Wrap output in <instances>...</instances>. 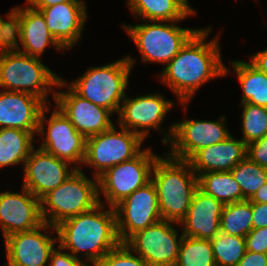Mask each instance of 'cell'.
Returning <instances> with one entry per match:
<instances>
[{
	"label": "cell",
	"mask_w": 267,
	"mask_h": 266,
	"mask_svg": "<svg viewBox=\"0 0 267 266\" xmlns=\"http://www.w3.org/2000/svg\"><path fill=\"white\" fill-rule=\"evenodd\" d=\"M48 266H89L80 258L74 257L71 253L63 252V249L58 245L55 248L49 259Z\"/></svg>",
	"instance_id": "obj_37"
},
{
	"label": "cell",
	"mask_w": 267,
	"mask_h": 266,
	"mask_svg": "<svg viewBox=\"0 0 267 266\" xmlns=\"http://www.w3.org/2000/svg\"><path fill=\"white\" fill-rule=\"evenodd\" d=\"M251 203L267 204V182L249 200Z\"/></svg>",
	"instance_id": "obj_42"
},
{
	"label": "cell",
	"mask_w": 267,
	"mask_h": 266,
	"mask_svg": "<svg viewBox=\"0 0 267 266\" xmlns=\"http://www.w3.org/2000/svg\"><path fill=\"white\" fill-rule=\"evenodd\" d=\"M122 102L118 113L119 126L140 135L143 139L151 128H161V122L174 104L160 94H147L133 99L125 97Z\"/></svg>",
	"instance_id": "obj_17"
},
{
	"label": "cell",
	"mask_w": 267,
	"mask_h": 266,
	"mask_svg": "<svg viewBox=\"0 0 267 266\" xmlns=\"http://www.w3.org/2000/svg\"><path fill=\"white\" fill-rule=\"evenodd\" d=\"M210 30V27L199 29L160 75L184 107L201 85L231 72L220 57L218 37L210 42L205 40Z\"/></svg>",
	"instance_id": "obj_1"
},
{
	"label": "cell",
	"mask_w": 267,
	"mask_h": 266,
	"mask_svg": "<svg viewBox=\"0 0 267 266\" xmlns=\"http://www.w3.org/2000/svg\"><path fill=\"white\" fill-rule=\"evenodd\" d=\"M191 14H195L194 9L191 8V6L189 5V1L188 0H178Z\"/></svg>",
	"instance_id": "obj_43"
},
{
	"label": "cell",
	"mask_w": 267,
	"mask_h": 266,
	"mask_svg": "<svg viewBox=\"0 0 267 266\" xmlns=\"http://www.w3.org/2000/svg\"><path fill=\"white\" fill-rule=\"evenodd\" d=\"M45 103L28 93L0 91V128H15L38 132L39 120Z\"/></svg>",
	"instance_id": "obj_20"
},
{
	"label": "cell",
	"mask_w": 267,
	"mask_h": 266,
	"mask_svg": "<svg viewBox=\"0 0 267 266\" xmlns=\"http://www.w3.org/2000/svg\"><path fill=\"white\" fill-rule=\"evenodd\" d=\"M117 233L125 243L136 232L161 220L157 190L152 181L138 188L115 207Z\"/></svg>",
	"instance_id": "obj_13"
},
{
	"label": "cell",
	"mask_w": 267,
	"mask_h": 266,
	"mask_svg": "<svg viewBox=\"0 0 267 266\" xmlns=\"http://www.w3.org/2000/svg\"><path fill=\"white\" fill-rule=\"evenodd\" d=\"M167 220H159L136 232L125 244L150 266H174L183 234L178 239L177 230Z\"/></svg>",
	"instance_id": "obj_11"
},
{
	"label": "cell",
	"mask_w": 267,
	"mask_h": 266,
	"mask_svg": "<svg viewBox=\"0 0 267 266\" xmlns=\"http://www.w3.org/2000/svg\"><path fill=\"white\" fill-rule=\"evenodd\" d=\"M247 155V145L230 135L217 144L195 152L187 161L197 176L207 172L230 171Z\"/></svg>",
	"instance_id": "obj_22"
},
{
	"label": "cell",
	"mask_w": 267,
	"mask_h": 266,
	"mask_svg": "<svg viewBox=\"0 0 267 266\" xmlns=\"http://www.w3.org/2000/svg\"><path fill=\"white\" fill-rule=\"evenodd\" d=\"M245 241L246 251L267 254V227L252 229Z\"/></svg>",
	"instance_id": "obj_35"
},
{
	"label": "cell",
	"mask_w": 267,
	"mask_h": 266,
	"mask_svg": "<svg viewBox=\"0 0 267 266\" xmlns=\"http://www.w3.org/2000/svg\"><path fill=\"white\" fill-rule=\"evenodd\" d=\"M4 19L0 16V36H1V31H2V24H3Z\"/></svg>",
	"instance_id": "obj_44"
},
{
	"label": "cell",
	"mask_w": 267,
	"mask_h": 266,
	"mask_svg": "<svg viewBox=\"0 0 267 266\" xmlns=\"http://www.w3.org/2000/svg\"><path fill=\"white\" fill-rule=\"evenodd\" d=\"M68 82L59 79L57 87H67L68 91H53L54 99L58 108L72 123L76 130L85 138L100 134L110 129L114 124L111 122L112 112L103 107L91 103L87 99L76 94Z\"/></svg>",
	"instance_id": "obj_14"
},
{
	"label": "cell",
	"mask_w": 267,
	"mask_h": 266,
	"mask_svg": "<svg viewBox=\"0 0 267 266\" xmlns=\"http://www.w3.org/2000/svg\"><path fill=\"white\" fill-rule=\"evenodd\" d=\"M59 79L38 57L20 51L0 52V87L5 91L28 93L46 103Z\"/></svg>",
	"instance_id": "obj_6"
},
{
	"label": "cell",
	"mask_w": 267,
	"mask_h": 266,
	"mask_svg": "<svg viewBox=\"0 0 267 266\" xmlns=\"http://www.w3.org/2000/svg\"><path fill=\"white\" fill-rule=\"evenodd\" d=\"M93 209L80 213L59 223L56 228L59 246L76 258L84 251L83 257L94 266L109 251L121 242L117 233L115 209L104 211L101 202Z\"/></svg>",
	"instance_id": "obj_2"
},
{
	"label": "cell",
	"mask_w": 267,
	"mask_h": 266,
	"mask_svg": "<svg viewBox=\"0 0 267 266\" xmlns=\"http://www.w3.org/2000/svg\"><path fill=\"white\" fill-rule=\"evenodd\" d=\"M198 188L223 204L243 201L241 188L230 171L200 174Z\"/></svg>",
	"instance_id": "obj_27"
},
{
	"label": "cell",
	"mask_w": 267,
	"mask_h": 266,
	"mask_svg": "<svg viewBox=\"0 0 267 266\" xmlns=\"http://www.w3.org/2000/svg\"><path fill=\"white\" fill-rule=\"evenodd\" d=\"M230 172L241 188L243 200H250L267 182V169L248 157L235 165Z\"/></svg>",
	"instance_id": "obj_30"
},
{
	"label": "cell",
	"mask_w": 267,
	"mask_h": 266,
	"mask_svg": "<svg viewBox=\"0 0 267 266\" xmlns=\"http://www.w3.org/2000/svg\"><path fill=\"white\" fill-rule=\"evenodd\" d=\"M242 118V141L249 143L258 141L267 134V108L250 103H241Z\"/></svg>",
	"instance_id": "obj_32"
},
{
	"label": "cell",
	"mask_w": 267,
	"mask_h": 266,
	"mask_svg": "<svg viewBox=\"0 0 267 266\" xmlns=\"http://www.w3.org/2000/svg\"><path fill=\"white\" fill-rule=\"evenodd\" d=\"M17 192L0 193V225L4 238L32 230L43 223L40 200L23 187Z\"/></svg>",
	"instance_id": "obj_18"
},
{
	"label": "cell",
	"mask_w": 267,
	"mask_h": 266,
	"mask_svg": "<svg viewBox=\"0 0 267 266\" xmlns=\"http://www.w3.org/2000/svg\"><path fill=\"white\" fill-rule=\"evenodd\" d=\"M210 242L216 266H236L246 252L245 237L219 232Z\"/></svg>",
	"instance_id": "obj_31"
},
{
	"label": "cell",
	"mask_w": 267,
	"mask_h": 266,
	"mask_svg": "<svg viewBox=\"0 0 267 266\" xmlns=\"http://www.w3.org/2000/svg\"><path fill=\"white\" fill-rule=\"evenodd\" d=\"M7 20L3 21L0 36V52L19 51L22 39V8H12V12L6 14ZM18 36V37H17Z\"/></svg>",
	"instance_id": "obj_33"
},
{
	"label": "cell",
	"mask_w": 267,
	"mask_h": 266,
	"mask_svg": "<svg viewBox=\"0 0 267 266\" xmlns=\"http://www.w3.org/2000/svg\"><path fill=\"white\" fill-rule=\"evenodd\" d=\"M134 63L133 58L127 56L104 66L90 67L68 86L91 103L119 113Z\"/></svg>",
	"instance_id": "obj_4"
},
{
	"label": "cell",
	"mask_w": 267,
	"mask_h": 266,
	"mask_svg": "<svg viewBox=\"0 0 267 266\" xmlns=\"http://www.w3.org/2000/svg\"><path fill=\"white\" fill-rule=\"evenodd\" d=\"M251 63L267 75V49L252 55Z\"/></svg>",
	"instance_id": "obj_40"
},
{
	"label": "cell",
	"mask_w": 267,
	"mask_h": 266,
	"mask_svg": "<svg viewBox=\"0 0 267 266\" xmlns=\"http://www.w3.org/2000/svg\"><path fill=\"white\" fill-rule=\"evenodd\" d=\"M70 163L39 148L31 151L24 162L23 187L41 200L46 194L62 184L75 169ZM70 170V171H69Z\"/></svg>",
	"instance_id": "obj_15"
},
{
	"label": "cell",
	"mask_w": 267,
	"mask_h": 266,
	"mask_svg": "<svg viewBox=\"0 0 267 266\" xmlns=\"http://www.w3.org/2000/svg\"><path fill=\"white\" fill-rule=\"evenodd\" d=\"M31 7H49L64 2H83L82 0H26Z\"/></svg>",
	"instance_id": "obj_41"
},
{
	"label": "cell",
	"mask_w": 267,
	"mask_h": 266,
	"mask_svg": "<svg viewBox=\"0 0 267 266\" xmlns=\"http://www.w3.org/2000/svg\"><path fill=\"white\" fill-rule=\"evenodd\" d=\"M224 204L199 188L195 191L186 216L180 221L183 235L211 240L220 232V217Z\"/></svg>",
	"instance_id": "obj_21"
},
{
	"label": "cell",
	"mask_w": 267,
	"mask_h": 266,
	"mask_svg": "<svg viewBox=\"0 0 267 266\" xmlns=\"http://www.w3.org/2000/svg\"><path fill=\"white\" fill-rule=\"evenodd\" d=\"M177 22L179 21H151L150 24L122 26L137 45L143 62L167 65L199 30L181 28L175 25Z\"/></svg>",
	"instance_id": "obj_7"
},
{
	"label": "cell",
	"mask_w": 267,
	"mask_h": 266,
	"mask_svg": "<svg viewBox=\"0 0 267 266\" xmlns=\"http://www.w3.org/2000/svg\"><path fill=\"white\" fill-rule=\"evenodd\" d=\"M50 111L49 105L42 110L37 135H44V122L48 124L44 141L39 148L65 160L70 164H83L85 158L86 138L79 133L70 120L57 108L49 120L45 111Z\"/></svg>",
	"instance_id": "obj_12"
},
{
	"label": "cell",
	"mask_w": 267,
	"mask_h": 266,
	"mask_svg": "<svg viewBox=\"0 0 267 266\" xmlns=\"http://www.w3.org/2000/svg\"><path fill=\"white\" fill-rule=\"evenodd\" d=\"M252 209L249 200L224 204L220 232L245 237L252 230Z\"/></svg>",
	"instance_id": "obj_28"
},
{
	"label": "cell",
	"mask_w": 267,
	"mask_h": 266,
	"mask_svg": "<svg viewBox=\"0 0 267 266\" xmlns=\"http://www.w3.org/2000/svg\"><path fill=\"white\" fill-rule=\"evenodd\" d=\"M246 157L267 169V134L247 145Z\"/></svg>",
	"instance_id": "obj_36"
},
{
	"label": "cell",
	"mask_w": 267,
	"mask_h": 266,
	"mask_svg": "<svg viewBox=\"0 0 267 266\" xmlns=\"http://www.w3.org/2000/svg\"><path fill=\"white\" fill-rule=\"evenodd\" d=\"M125 243L109 251L94 266H150L140 256H136Z\"/></svg>",
	"instance_id": "obj_34"
},
{
	"label": "cell",
	"mask_w": 267,
	"mask_h": 266,
	"mask_svg": "<svg viewBox=\"0 0 267 266\" xmlns=\"http://www.w3.org/2000/svg\"><path fill=\"white\" fill-rule=\"evenodd\" d=\"M52 228L56 231L54 226L43 222L32 230L5 237L7 262L4 266H46L58 238L40 231Z\"/></svg>",
	"instance_id": "obj_16"
},
{
	"label": "cell",
	"mask_w": 267,
	"mask_h": 266,
	"mask_svg": "<svg viewBox=\"0 0 267 266\" xmlns=\"http://www.w3.org/2000/svg\"><path fill=\"white\" fill-rule=\"evenodd\" d=\"M128 6L136 17L148 21H182L192 15L178 0H128Z\"/></svg>",
	"instance_id": "obj_26"
},
{
	"label": "cell",
	"mask_w": 267,
	"mask_h": 266,
	"mask_svg": "<svg viewBox=\"0 0 267 266\" xmlns=\"http://www.w3.org/2000/svg\"><path fill=\"white\" fill-rule=\"evenodd\" d=\"M174 266H216L210 240L183 236Z\"/></svg>",
	"instance_id": "obj_29"
},
{
	"label": "cell",
	"mask_w": 267,
	"mask_h": 266,
	"mask_svg": "<svg viewBox=\"0 0 267 266\" xmlns=\"http://www.w3.org/2000/svg\"><path fill=\"white\" fill-rule=\"evenodd\" d=\"M236 266H267V254L246 251Z\"/></svg>",
	"instance_id": "obj_39"
},
{
	"label": "cell",
	"mask_w": 267,
	"mask_h": 266,
	"mask_svg": "<svg viewBox=\"0 0 267 266\" xmlns=\"http://www.w3.org/2000/svg\"><path fill=\"white\" fill-rule=\"evenodd\" d=\"M34 134L15 128H0V169L26 161L33 150Z\"/></svg>",
	"instance_id": "obj_24"
},
{
	"label": "cell",
	"mask_w": 267,
	"mask_h": 266,
	"mask_svg": "<svg viewBox=\"0 0 267 266\" xmlns=\"http://www.w3.org/2000/svg\"><path fill=\"white\" fill-rule=\"evenodd\" d=\"M33 8L43 14L49 32L63 49L72 48L80 40L87 18L84 2H64Z\"/></svg>",
	"instance_id": "obj_19"
},
{
	"label": "cell",
	"mask_w": 267,
	"mask_h": 266,
	"mask_svg": "<svg viewBox=\"0 0 267 266\" xmlns=\"http://www.w3.org/2000/svg\"><path fill=\"white\" fill-rule=\"evenodd\" d=\"M231 64L243 90L241 103L267 108V75L250 62L234 60Z\"/></svg>",
	"instance_id": "obj_25"
},
{
	"label": "cell",
	"mask_w": 267,
	"mask_h": 266,
	"mask_svg": "<svg viewBox=\"0 0 267 266\" xmlns=\"http://www.w3.org/2000/svg\"><path fill=\"white\" fill-rule=\"evenodd\" d=\"M21 44L24 50L19 51L32 57L42 56L47 45L63 49L49 32L43 14L29 5L22 8Z\"/></svg>",
	"instance_id": "obj_23"
},
{
	"label": "cell",
	"mask_w": 267,
	"mask_h": 266,
	"mask_svg": "<svg viewBox=\"0 0 267 266\" xmlns=\"http://www.w3.org/2000/svg\"><path fill=\"white\" fill-rule=\"evenodd\" d=\"M99 192L98 178L95 181L88 179L81 169H75L62 184L40 200L43 222L55 227L93 209L100 203Z\"/></svg>",
	"instance_id": "obj_5"
},
{
	"label": "cell",
	"mask_w": 267,
	"mask_h": 266,
	"mask_svg": "<svg viewBox=\"0 0 267 266\" xmlns=\"http://www.w3.org/2000/svg\"><path fill=\"white\" fill-rule=\"evenodd\" d=\"M252 229L267 227V204L251 203Z\"/></svg>",
	"instance_id": "obj_38"
},
{
	"label": "cell",
	"mask_w": 267,
	"mask_h": 266,
	"mask_svg": "<svg viewBox=\"0 0 267 266\" xmlns=\"http://www.w3.org/2000/svg\"><path fill=\"white\" fill-rule=\"evenodd\" d=\"M151 181L157 190L161 218L179 224L198 189V176L190 163L169 154L158 157L152 169Z\"/></svg>",
	"instance_id": "obj_3"
},
{
	"label": "cell",
	"mask_w": 267,
	"mask_h": 266,
	"mask_svg": "<svg viewBox=\"0 0 267 266\" xmlns=\"http://www.w3.org/2000/svg\"><path fill=\"white\" fill-rule=\"evenodd\" d=\"M120 128L118 132L113 125L100 134L86 138L83 164L96 169L94 178H98L109 168L130 160L141 152L144 139L126 128Z\"/></svg>",
	"instance_id": "obj_8"
},
{
	"label": "cell",
	"mask_w": 267,
	"mask_h": 266,
	"mask_svg": "<svg viewBox=\"0 0 267 266\" xmlns=\"http://www.w3.org/2000/svg\"><path fill=\"white\" fill-rule=\"evenodd\" d=\"M226 117L221 115L218 121L184 120L173 123L169 134L164 133L163 144L170 141L171 157L188 160L195 152L227 139L231 134L226 127Z\"/></svg>",
	"instance_id": "obj_10"
},
{
	"label": "cell",
	"mask_w": 267,
	"mask_h": 266,
	"mask_svg": "<svg viewBox=\"0 0 267 266\" xmlns=\"http://www.w3.org/2000/svg\"><path fill=\"white\" fill-rule=\"evenodd\" d=\"M159 156L149 148L134 158L106 170L98 177V189L114 208L138 188L151 181L152 169Z\"/></svg>",
	"instance_id": "obj_9"
}]
</instances>
